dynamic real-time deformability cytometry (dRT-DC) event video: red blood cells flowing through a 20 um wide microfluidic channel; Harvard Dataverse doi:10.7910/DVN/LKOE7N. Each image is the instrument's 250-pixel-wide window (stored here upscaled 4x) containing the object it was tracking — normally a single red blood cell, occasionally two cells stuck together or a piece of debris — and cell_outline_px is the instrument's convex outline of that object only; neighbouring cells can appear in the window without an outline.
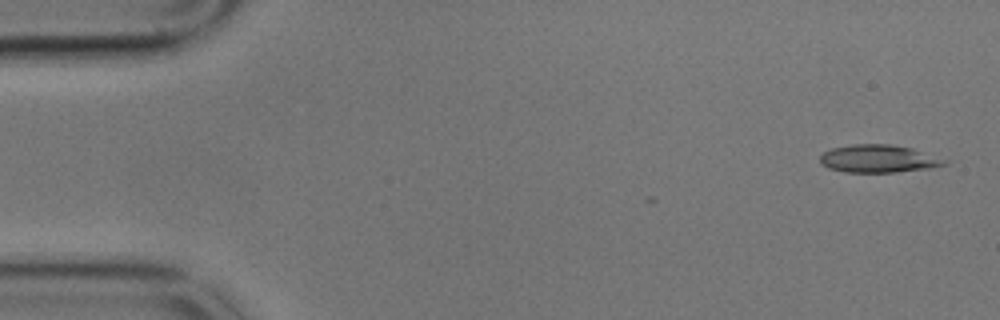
{"species": "common noctule bat (a hibernating species)", "species_latin": "Nyctalus noctula", "temperature_condition": "cold", "stored_images_in_passage": 4, "camera_frame_rate_fps": 3000, "um_per_image_px": 0.085, "animal": {"sex": "male", "body_mass_g": 17.9}, "frame": {"image": 1, "passage_image": 2, "time_ms": 0.333, "image_size_px": [1000, 320], "cell_outline_px": [[948, 160], [944, 164], [928, 168], [896, 172], [844, 172], [828, 168], [820, 164], [820, 156], [824, 152], [832, 148], [856, 144], [888, 144], [912, 148]], "centroid_in_image_um": [74.63, 13.49], "position_along_channel_um": 10.4, "area_um2": 19.94}}